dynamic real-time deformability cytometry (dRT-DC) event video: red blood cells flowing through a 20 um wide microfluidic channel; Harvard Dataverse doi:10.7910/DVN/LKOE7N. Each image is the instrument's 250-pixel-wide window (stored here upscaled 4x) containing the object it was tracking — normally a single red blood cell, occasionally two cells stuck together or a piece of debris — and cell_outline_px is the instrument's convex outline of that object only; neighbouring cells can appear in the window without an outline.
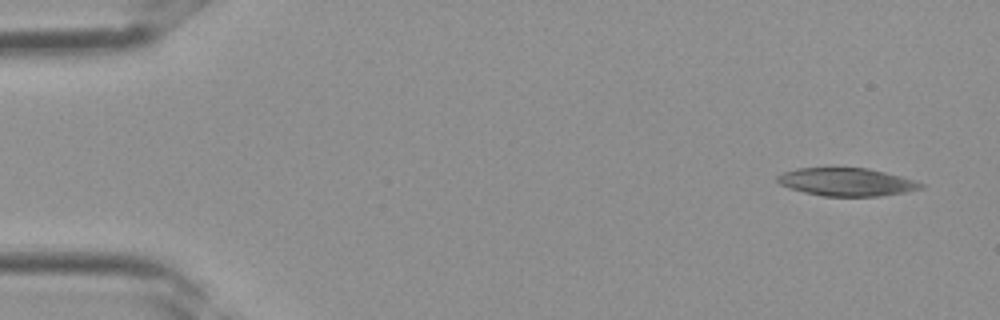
{"species": "Egyptian fruit bat (a non-hibernating species)", "species_latin": "Rousettus aegyptiacus", "temperature_condition": "room temperature", "stored_images_in_passage": 3, "camera_frame_rate_fps": 3000, "um_per_image_px": 0.085, "frame": {"image": 1, "passage_image": 1, "time_ms": 0.0, "image_size_px": [1000, 320], "cell_outline_px": [[924, 188], [904, 192], [880, 196], [824, 196], [804, 192], [788, 188], [780, 184], [776, 180], [776, 176], [784, 172], [796, 168], [868, 168], [916, 180], [924, 184]], "centroid_in_image_um": [71.95, 15.47], "position_along_channel_um": 13.0, "area_um2": 23.35}}
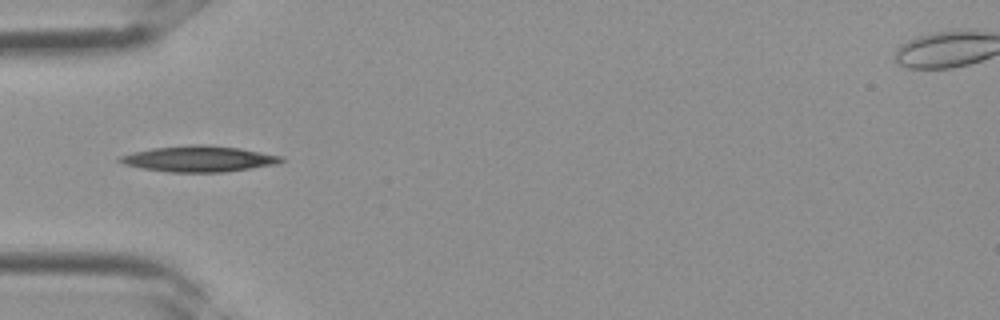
{"frame": {"image": 2, "passage_image": 3, "time_ms": 0.667, "image_size_px": [1000, 320], "cell_outline_px": [[284, 160], [276, 164], [252, 168], [224, 172], [168, 172], [140, 168], [124, 164], [116, 160], [120, 156], [132, 152], [152, 148], [192, 144], [208, 144], [240, 148], [284, 156]], "centroid_in_image_um": [16.9, 13.49], "position_along_channel_um": 68.1, "area_um2": 24.57}}